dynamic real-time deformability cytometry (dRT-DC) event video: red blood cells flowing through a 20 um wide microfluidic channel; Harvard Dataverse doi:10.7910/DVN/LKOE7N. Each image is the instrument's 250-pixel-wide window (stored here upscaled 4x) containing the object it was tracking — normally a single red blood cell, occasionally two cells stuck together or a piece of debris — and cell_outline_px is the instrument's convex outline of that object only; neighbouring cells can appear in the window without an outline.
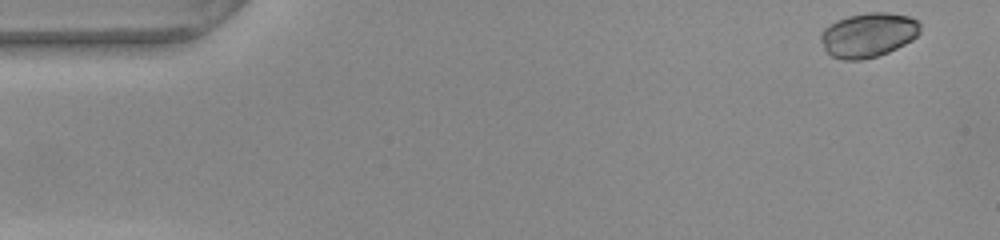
{"species": "common noctule bat (a hibernating species)", "species_latin": "Nyctalus noctula", "temperature_condition": "warm", "stored_images_in_passage": 52, "camera_frame_rate_fps": 3000, "um_per_image_px": 0.085, "animal": {"sex": "female", "body_mass_g": 22.0, "forearm_length_mm": 56.7}, "frame": {"image": 1, "passage_image": 1, "time_ms": 0.0, "image_size_px": [1000, 240], "cell_outline_px": [[920, 32], [912, 40], [888, 52], [876, 56], [860, 60], [844, 60], [832, 56], [824, 48], [820, 40], [820, 32], [824, 28], [836, 20], [848, 16], [868, 12], [888, 12], [908, 16], [916, 20], [920, 24]], "centroid_in_image_um": [73.78, 2.96], "position_along_channel_um": 11.2, "area_um2": 25.72}}
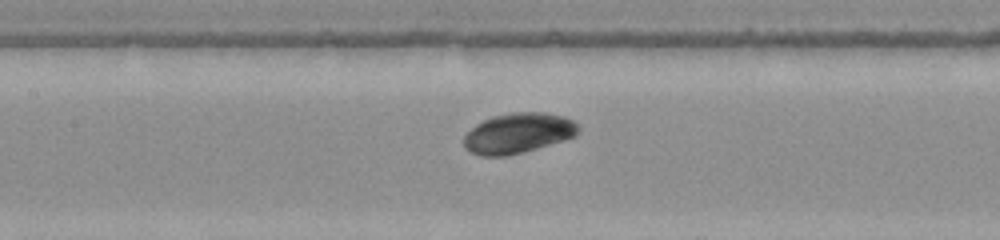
{"frame": {"image": 2, "passage_image": 23, "time_ms": 7.333, "image_size_px": [1000, 240], "cell_outline_px": [[580, 128], [576, 136], [564, 140], [524, 152], [504, 156], [480, 156], [472, 152], [464, 144], [464, 136], [476, 124], [492, 116], [512, 112], [544, 112], [564, 116], [572, 120]], "centroid_in_image_um": [44.07, 11.31], "position_along_channel_um": 163.3, "area_um2": 26.76}}
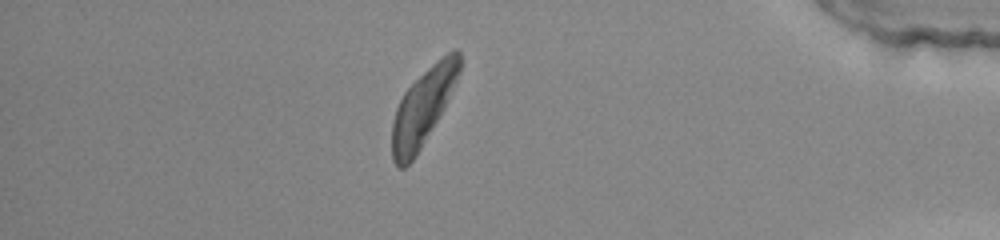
{"frame": {"image": 3, "passage_image": 45, "time_ms": 14.667, "image_size_px": [1000, 240], "cell_outline_px": [[460, 72], [436, 120], [416, 156], [404, 168], [396, 168], [392, 160], [392, 120], [396, 108], [404, 92], [436, 60], [448, 52], [456, 48], [460, 52]], "centroid_in_image_um": [35.9, 9.13], "position_along_channel_um": 399.3, "area_um2": 29.25}, "authors_computed_cell_mechanics": {"area_um2": 27.3972, "velocity_mm_per_s": 3.7782, "shape_relaxation_time_tau1_ms": 0.9715, "shape_relaxation_time_tau2_ms": null, "deformation_change_tau1": 0.0401, "deformation_change_tau2": null}}